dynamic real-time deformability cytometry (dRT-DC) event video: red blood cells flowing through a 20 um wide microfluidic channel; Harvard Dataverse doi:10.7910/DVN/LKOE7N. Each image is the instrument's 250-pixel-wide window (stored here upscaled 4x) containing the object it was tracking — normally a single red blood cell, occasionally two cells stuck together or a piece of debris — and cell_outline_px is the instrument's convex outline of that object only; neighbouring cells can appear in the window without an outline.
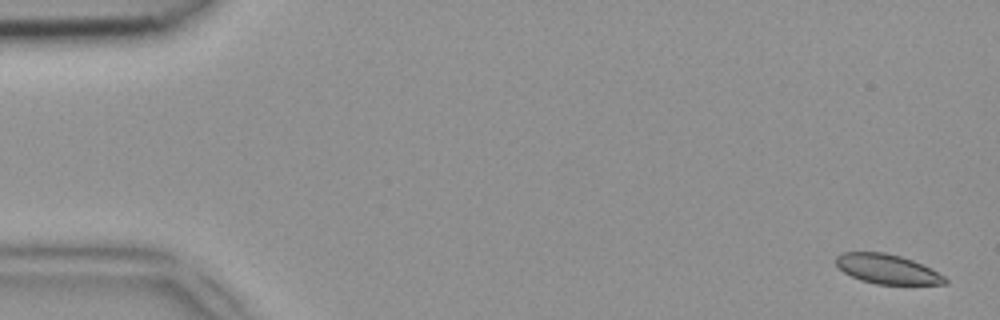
{"species": "common noctule bat (a hibernating species)", "species_latin": "Nyctalus noctula", "temperature_condition": "room temperature", "stored_images_in_passage": 51, "segment_of_instrument_passage": [1, 2], "camera_frame_rate_fps": 3000, "um_per_image_px": 0.085, "animal": {"sex": "female", "body_mass_g": 18.4}, "frame": {"image": 1, "passage_image": 2, "time_ms": 0.333, "image_size_px": [1000, 320], "cell_outline_px": [[948, 284], [876, 284], [860, 280], [844, 272], [836, 264], [836, 256], [844, 252], [884, 252], [900, 256], [912, 260], [932, 268], [944, 276], [948, 280]], "centroid_in_image_um": [75.44, 22.87], "position_along_channel_um": 9.6, "area_um2": 18.73}}
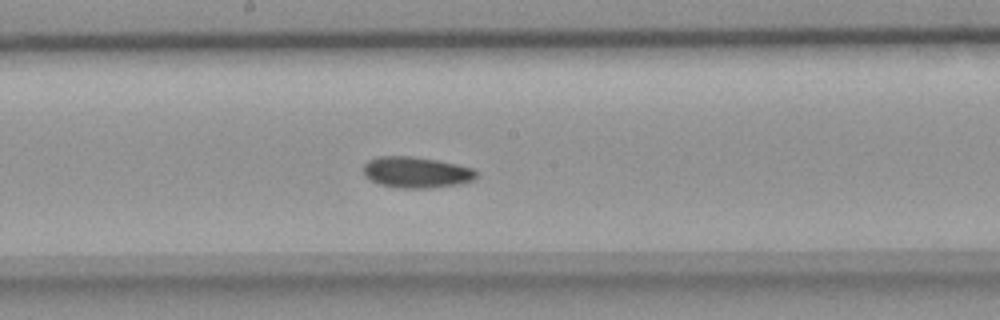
{"frame": {"image": 2, "passage_image": 27, "time_ms": 8.667, "image_size_px": [1000, 320], "cell_outline_px": [[480, 176], [476, 180], [460, 184], [432, 188], [396, 188], [380, 184], [364, 176], [364, 164], [368, 160], [376, 156], [412, 156], [436, 160], [456, 164], [472, 168]], "centroid_in_image_um": [35.41, 14.65], "position_along_channel_um": 212.8, "area_um2": 20.69}}
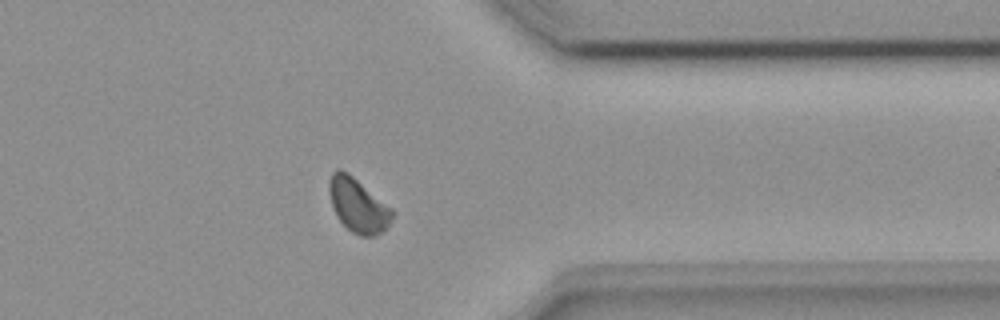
{"frame": {"image": 3, "passage_image": 40, "time_ms": 13.0, "image_size_px": [1000, 320], "cell_outline_px": [[396, 212], [392, 220], [376, 236], [360, 236], [352, 232], [336, 216], [332, 208], [328, 192], [328, 184], [332, 172], [336, 168], [340, 168], [348, 172], [392, 208]], "centroid_in_image_um": [30.41, 17.43], "position_along_channel_um": 381.0, "area_um2": 20.0}}